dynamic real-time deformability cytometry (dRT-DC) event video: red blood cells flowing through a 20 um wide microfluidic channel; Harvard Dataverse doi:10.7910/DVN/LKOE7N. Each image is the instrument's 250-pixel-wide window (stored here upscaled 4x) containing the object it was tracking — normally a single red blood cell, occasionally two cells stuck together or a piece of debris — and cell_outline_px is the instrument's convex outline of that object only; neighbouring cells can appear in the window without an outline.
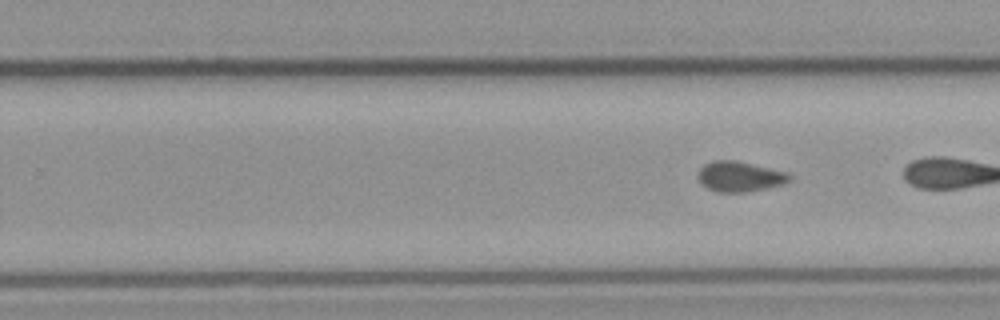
{"species": "common noctule bat (a hibernating species)", "species_latin": "Nyctalus noctula", "temperature_condition": "cold", "stored_images_in_passage": 10, "segment_of_instrument_passage": [2, 2], "camera_frame_rate_fps": 3000, "um_per_image_px": 0.085, "animal": {"sex": "male", "body_mass_g": 23.1, "forearm_length_mm": 52.7}, "frame": {"image": 1, "passage_image": 10, "time_ms": 11.0, "image_size_px": [1000, 320], "cell_outline_px": [[792, 180], [784, 184], [744, 192], [716, 192], [700, 184], [700, 168], [704, 164], [712, 160], [736, 160], [784, 172], [792, 176]], "centroid_in_image_um": [62.87, 15.0], "position_along_channel_um": 266.9, "area_um2": 15.9}}